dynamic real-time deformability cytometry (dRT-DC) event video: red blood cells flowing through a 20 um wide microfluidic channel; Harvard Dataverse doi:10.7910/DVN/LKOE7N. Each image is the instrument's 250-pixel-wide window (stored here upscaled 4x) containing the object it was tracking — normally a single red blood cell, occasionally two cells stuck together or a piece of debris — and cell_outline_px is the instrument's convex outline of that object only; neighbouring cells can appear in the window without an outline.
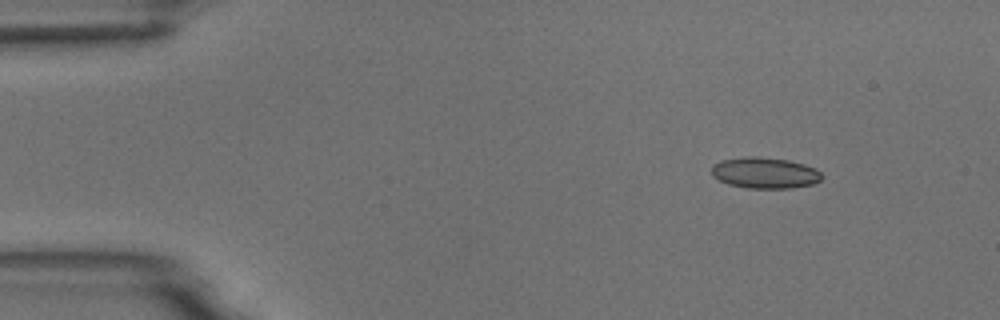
{"species": "common noctule bat (a hibernating species)", "species_latin": "Nyctalus noctula", "temperature_condition": "room temperature", "stored_images_in_passage": 4, "camera_frame_rate_fps": 3000, "um_per_image_px": 0.085, "animal": {"sex": "male", "body_mass_g": 18.8}, "frame": {"image": 1, "passage_image": 1, "time_ms": 0.0, "image_size_px": [1000, 320], "cell_outline_px": [[824, 176], [820, 180], [812, 184], [792, 188], [748, 188], [728, 184], [712, 176], [712, 164], [720, 160], [748, 156], [756, 156], [788, 160], [804, 164], [816, 168]], "centroid_in_image_um": [65.01, 14.69], "position_along_channel_um": 20.0, "area_um2": 20.06}}